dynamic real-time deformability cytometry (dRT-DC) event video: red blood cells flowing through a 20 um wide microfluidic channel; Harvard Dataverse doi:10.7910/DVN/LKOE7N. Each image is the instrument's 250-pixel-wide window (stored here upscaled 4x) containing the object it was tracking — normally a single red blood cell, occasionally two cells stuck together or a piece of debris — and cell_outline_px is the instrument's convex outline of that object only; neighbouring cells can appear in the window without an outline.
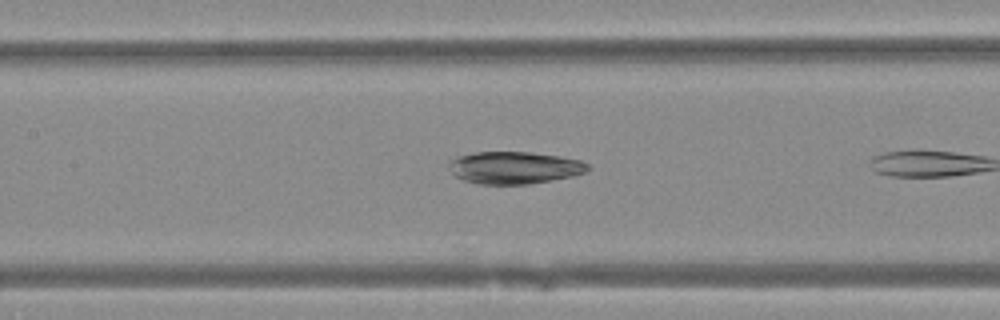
{"species": "Egyptian fruit bat (a non-hibernating species)", "species_latin": "Rousettus aegyptiacus", "temperature_condition": "warm", "stored_images_in_passage": 9, "camera_frame_rate_fps": 3000, "um_per_image_px": 0.085, "animal": {"sex": "female"}, "frame": {"image": 1, "passage_image": 8, "time_ms": 2.333, "image_size_px": [1000, 320], "cell_outline_px": [[592, 168], [584, 172], [572, 176], [552, 180], [528, 184], [480, 184], [464, 180], [456, 176], [452, 172], [452, 160], [460, 156], [476, 152], [528, 152], [560, 156], [580, 160], [588, 164]], "centroid_in_image_um": [43.79, 14.25], "position_along_channel_um": 163.6, "area_um2": 25.72}}